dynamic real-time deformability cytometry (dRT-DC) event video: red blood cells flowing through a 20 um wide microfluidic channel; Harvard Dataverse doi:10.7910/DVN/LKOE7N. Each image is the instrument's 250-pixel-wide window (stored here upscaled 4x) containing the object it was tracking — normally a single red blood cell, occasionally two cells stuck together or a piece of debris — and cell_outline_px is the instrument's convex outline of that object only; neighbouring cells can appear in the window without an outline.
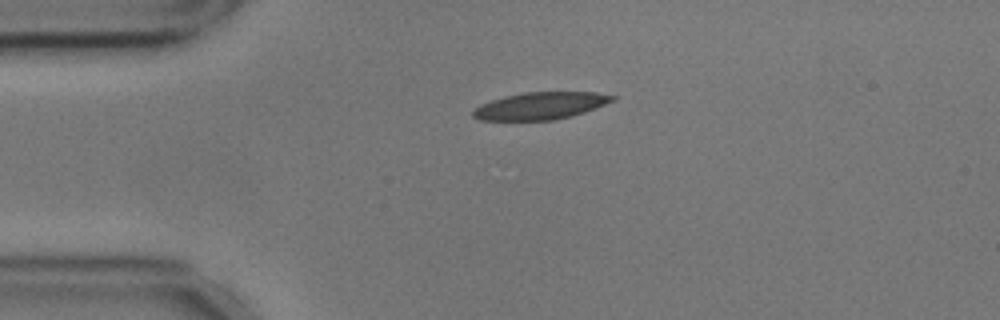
{"species": "common noctule bat (a hibernating species)", "species_latin": "Nyctalus noctula", "temperature_condition": "cold", "stored_images_in_passage": 8, "camera_frame_rate_fps": 3000, "um_per_image_px": 0.085, "animal": {"sex": "male", "body_mass_g": 17.9, "forearm_length_mm": 54.2}, "frame": {"image": 1, "passage_image": 1, "time_ms": 0.0, "image_size_px": [1000, 320], "cell_outline_px": [[616, 100], [596, 108], [572, 116], [556, 120], [480, 120], [472, 116], [472, 112], [480, 104], [504, 96], [524, 92], [596, 92], [616, 96]], "centroid_in_image_um": [45.96, 8.99], "position_along_channel_um": 39.0, "area_um2": 22.2}}